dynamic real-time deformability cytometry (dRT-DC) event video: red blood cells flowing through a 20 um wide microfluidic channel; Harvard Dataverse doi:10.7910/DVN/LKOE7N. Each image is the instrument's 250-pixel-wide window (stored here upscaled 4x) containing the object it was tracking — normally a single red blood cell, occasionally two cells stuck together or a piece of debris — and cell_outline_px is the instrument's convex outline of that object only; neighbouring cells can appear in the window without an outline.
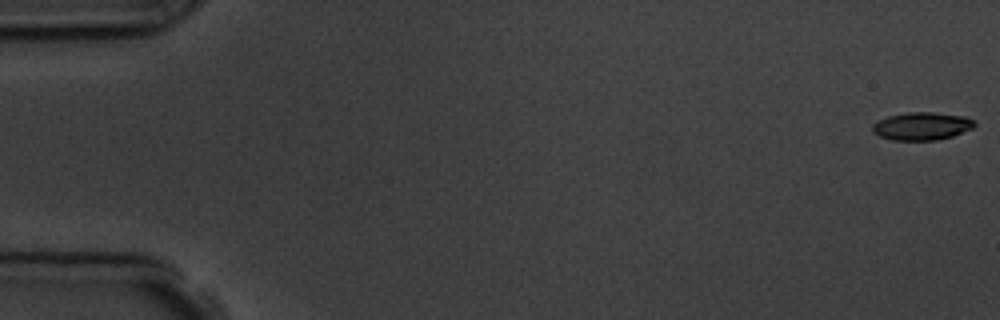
{"species": "common noctule bat (a hibernating species)", "species_latin": "Nyctalus noctula", "temperature_condition": "room temperature", "stored_images_in_passage": 10, "camera_frame_rate_fps": 3000, "um_per_image_px": 0.085, "animal": {"sex": "male", "body_mass_g": 19.5, "forearm_length_mm": 54.6}, "frame": {"image": 1, "passage_image": 1, "time_ms": 0.0, "image_size_px": [1000, 320], "cell_outline_px": [[976, 124], [972, 128], [952, 136], [936, 140], [892, 140], [880, 136], [872, 132], [872, 124], [888, 116], [908, 112], [932, 112], [964, 116], [972, 120]], "centroid_in_image_um": [78.33, 10.72], "position_along_channel_um": 6.7, "area_um2": 16.42}}